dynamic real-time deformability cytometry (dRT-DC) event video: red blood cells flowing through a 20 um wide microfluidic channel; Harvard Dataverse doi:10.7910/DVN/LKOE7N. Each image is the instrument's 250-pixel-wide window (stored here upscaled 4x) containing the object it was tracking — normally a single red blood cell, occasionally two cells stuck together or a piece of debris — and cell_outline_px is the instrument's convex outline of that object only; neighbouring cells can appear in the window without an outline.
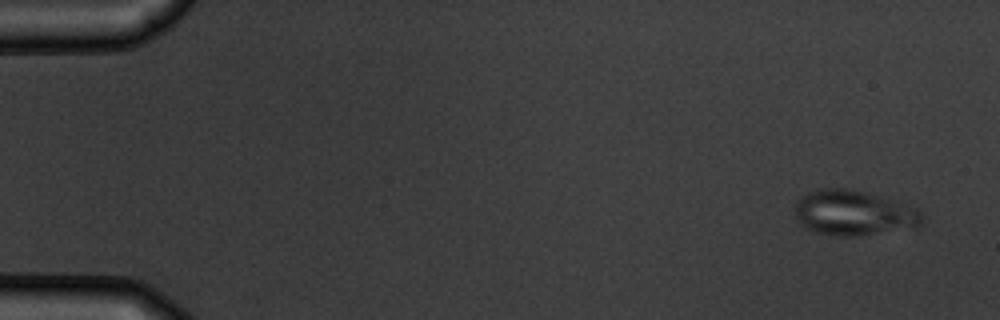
{"species": "common noctule bat (a hibernating species)", "species_latin": "Nyctalus noctula", "temperature_condition": "warm", "stored_images_in_passage": 5, "camera_frame_rate_fps": 3000, "um_per_image_px": 0.085, "animal": {"sex": "male", "body_mass_g": 19.5, "forearm_length_mm": 54.6}, "frame": {"image": 1, "passage_image": 1, "time_ms": 0.0, "image_size_px": [1000, 320], "cell_outline_px": [[924, 224], [920, 228], [856, 236], [836, 236], [812, 232], [800, 224], [796, 216], [796, 200], [800, 196], [808, 192], [820, 188], [848, 188], [868, 192], [916, 208], [924, 216]], "centroid_in_image_um": [72.6, 18.11], "position_along_channel_um": 12.4, "area_um2": 34.1}}